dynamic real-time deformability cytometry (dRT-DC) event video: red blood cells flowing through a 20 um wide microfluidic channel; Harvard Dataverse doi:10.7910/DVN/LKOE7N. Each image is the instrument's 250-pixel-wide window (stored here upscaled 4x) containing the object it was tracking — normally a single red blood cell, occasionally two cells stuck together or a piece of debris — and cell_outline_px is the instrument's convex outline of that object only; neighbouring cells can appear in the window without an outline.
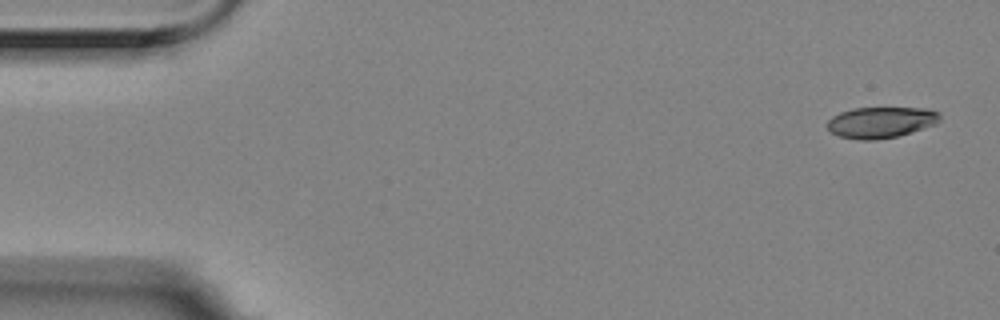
{"species": "Egyptian fruit bat (a non-hibernating species)", "species_latin": "Rousettus aegyptiacus", "temperature_condition": "room temperature", "stored_images_in_passage": 3, "camera_frame_rate_fps": 3000, "um_per_image_px": 0.085, "animal": {"sex": "female"}, "frame": {"image": 1, "passage_image": 1, "time_ms": 0.0, "image_size_px": [1000, 320], "cell_outline_px": [[940, 120], [936, 124], [912, 132], [896, 136], [876, 140], [860, 140], [840, 136], [832, 132], [828, 128], [828, 120], [832, 116], [840, 112], [852, 108], [928, 108], [940, 112]], "centroid_in_image_um": [74.9, 10.39], "position_along_channel_um": 10.1, "area_um2": 20.4}}